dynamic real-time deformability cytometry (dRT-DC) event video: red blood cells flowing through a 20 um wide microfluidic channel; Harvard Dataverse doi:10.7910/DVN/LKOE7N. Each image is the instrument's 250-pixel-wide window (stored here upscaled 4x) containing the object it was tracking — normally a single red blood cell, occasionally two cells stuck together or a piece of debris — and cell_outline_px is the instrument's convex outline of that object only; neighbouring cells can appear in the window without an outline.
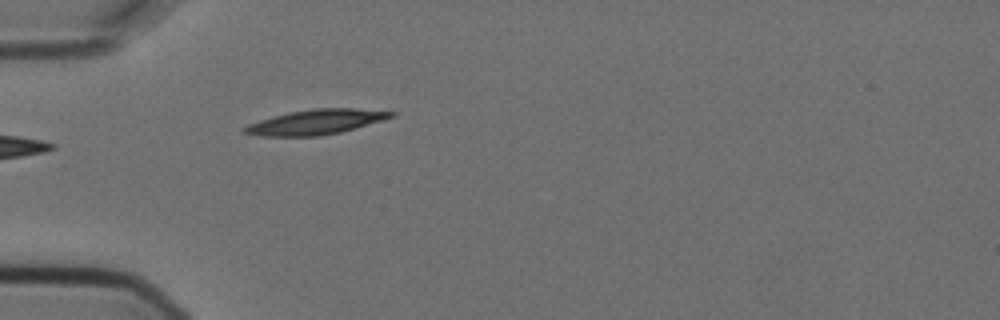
{"species": "Egyptian fruit bat (a non-hibernating species)", "species_latin": "Rousettus aegyptiacus", "temperature_condition": "cold", "stored_images_in_passage": 6, "camera_frame_rate_fps": 3000, "um_per_image_px": 0.085, "animal": {"sex": "female"}, "frame": {"image": 1, "passage_image": 6, "time_ms": 1.667, "image_size_px": [1000, 320], "cell_outline_px": [[396, 116], [384, 120], [340, 132], [320, 136], [260, 136], [240, 132], [240, 128], [248, 124], [272, 116], [288, 112], [312, 108], [352, 108], [396, 112]], "centroid_in_image_um": [26.81, 10.37], "position_along_channel_um": 58.2, "area_um2": 21.44}}